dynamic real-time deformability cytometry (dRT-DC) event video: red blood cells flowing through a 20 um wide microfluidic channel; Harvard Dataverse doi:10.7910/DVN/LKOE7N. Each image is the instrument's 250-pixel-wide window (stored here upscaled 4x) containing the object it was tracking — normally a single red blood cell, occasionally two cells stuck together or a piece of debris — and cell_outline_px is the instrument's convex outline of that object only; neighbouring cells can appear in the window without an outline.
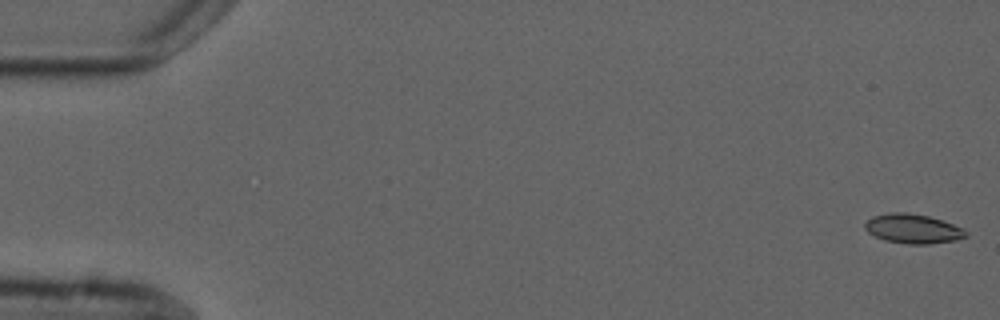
{"species": "common noctule bat (a hibernating species)", "species_latin": "Nyctalus noctula", "temperature_condition": "cold", "stored_images_in_passage": 11, "camera_frame_rate_fps": 3000, "um_per_image_px": 0.085, "animal": {"sex": "male", "forearm_length_mm": 52.5}, "frame": {"image": 1, "passage_image": 1, "time_ms": 0.0, "image_size_px": [1000, 320], "cell_outline_px": [[968, 236], [956, 240], [928, 244], [908, 244], [884, 240], [868, 232], [864, 228], [864, 224], [872, 216], [892, 212], [908, 212], [928, 216], [964, 228], [968, 232]], "centroid_in_image_um": [77.61, 19.44], "position_along_channel_um": 7.4, "area_um2": 17.28}}
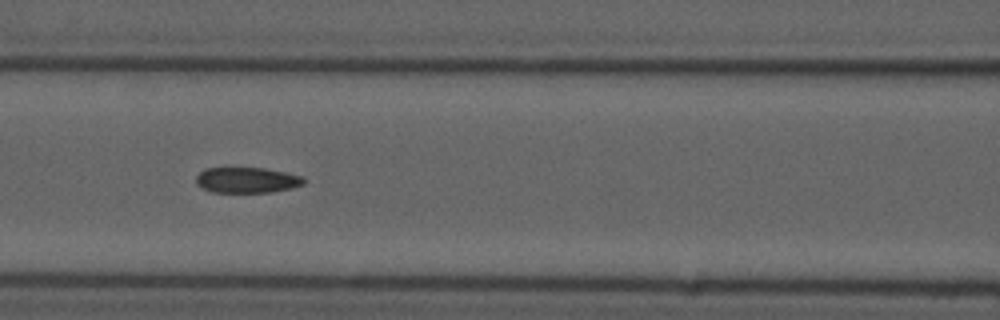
{"frame": {"image": 2, "passage_image": 7, "time_ms": 7.667, "image_size_px": [1000, 320], "cell_outline_px": [[304, 184], [292, 188], [272, 192], [212, 192], [196, 184], [196, 176], [204, 168], [264, 168], [304, 176]], "centroid_in_image_um": [21.0, 15.3], "position_along_channel_um": 145.6, "area_um2": 16.07}}
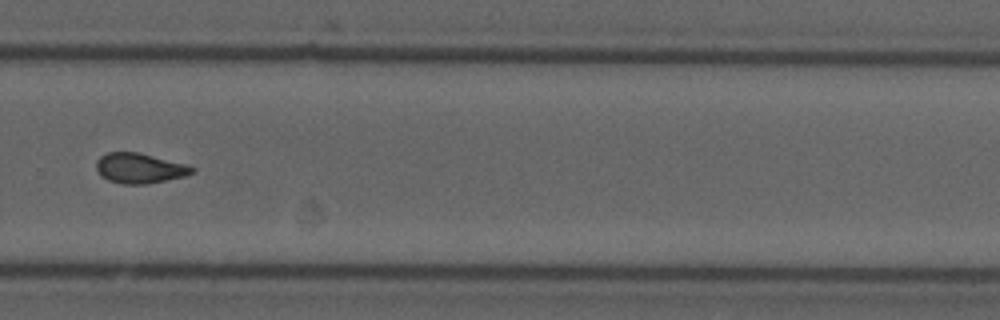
{"frame": {"image": 3, "passage_image": 11, "time_ms": 12.333, "image_size_px": [1000, 320], "cell_outline_px": [[196, 172], [184, 176], [144, 184], [124, 184], [108, 180], [100, 176], [96, 168], [96, 160], [100, 156], [108, 152], [136, 152], [188, 164], [196, 168]], "centroid_in_image_um": [11.87, 14.29], "position_along_channel_um": 317.9, "area_um2": 16.82}}